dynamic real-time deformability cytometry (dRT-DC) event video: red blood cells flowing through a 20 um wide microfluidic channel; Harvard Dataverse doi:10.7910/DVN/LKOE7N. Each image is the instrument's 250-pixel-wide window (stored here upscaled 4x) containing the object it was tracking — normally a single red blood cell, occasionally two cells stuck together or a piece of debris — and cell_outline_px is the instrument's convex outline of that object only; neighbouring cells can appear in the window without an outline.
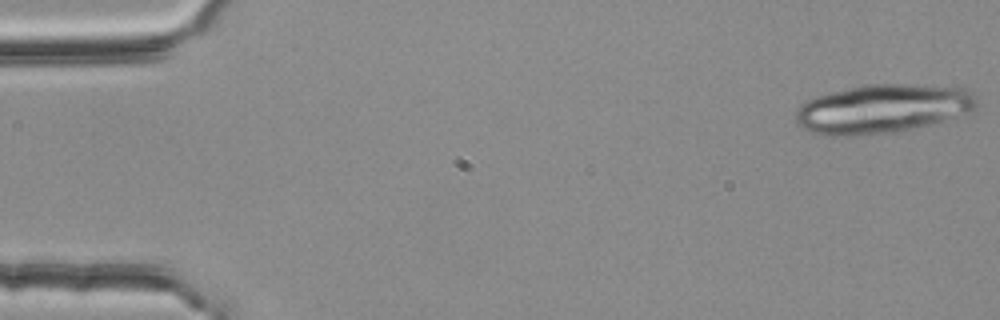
{"species": "common noctule bat (a hibernating species)", "species_latin": "Nyctalus noctula", "temperature_condition": "room temperature", "stored_images_in_passage": 21, "camera_frame_rate_fps": 3000, "um_per_image_px": 0.085, "animal": {"sex": "female", "body_mass_g": 25.1}, "frame": {"image": 1, "passage_image": 1, "time_ms": 0.0, "image_size_px": [1000, 320], "cell_outline_px": [[976, 108], [916, 128], [892, 132], [852, 136], [824, 136], [812, 132], [804, 128], [796, 120], [796, 108], [800, 104], [816, 96], [864, 84], [912, 84], [964, 88], [972, 92], [976, 104]], "centroid_in_image_um": [74.94, 9.24], "position_along_channel_um": 10.1, "area_um2": 50.92}}